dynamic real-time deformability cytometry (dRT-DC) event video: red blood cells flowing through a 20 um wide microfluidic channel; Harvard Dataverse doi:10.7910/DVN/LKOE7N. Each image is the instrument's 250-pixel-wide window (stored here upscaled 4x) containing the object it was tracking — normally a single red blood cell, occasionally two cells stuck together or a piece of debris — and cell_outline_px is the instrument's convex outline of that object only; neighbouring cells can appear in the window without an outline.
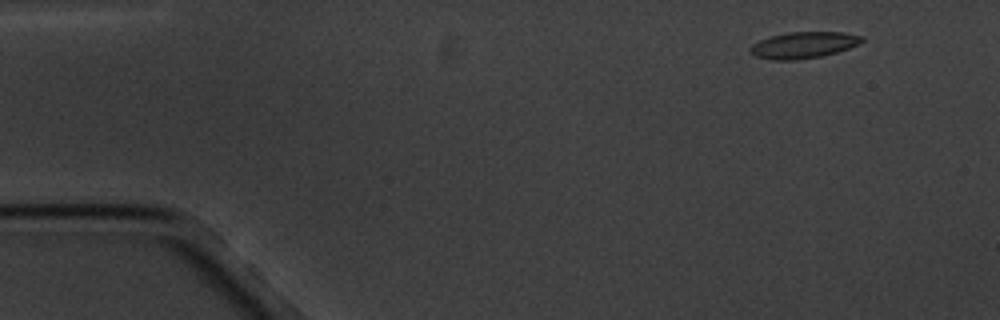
{"species": "common noctule bat (a hibernating species)", "species_latin": "Nyctalus noctula", "temperature_condition": "cold", "stored_images_in_passage": 4, "camera_frame_rate_fps": 3000, "um_per_image_px": 0.085, "animal": {"sex": "male", "body_mass_g": 20.1, "forearm_length_mm": 53.5}, "frame": {"image": 1, "passage_image": 1, "time_ms": 0.0, "image_size_px": [1000, 320], "cell_outline_px": [[864, 40], [848, 48], [836, 52], [820, 56], [796, 60], [772, 60], [756, 56], [748, 52], [748, 48], [752, 44], [768, 36], [788, 32], [844, 32], [864, 36]], "centroid_in_image_um": [68.25, 3.82], "position_along_channel_um": 16.8, "area_um2": 17.22}}
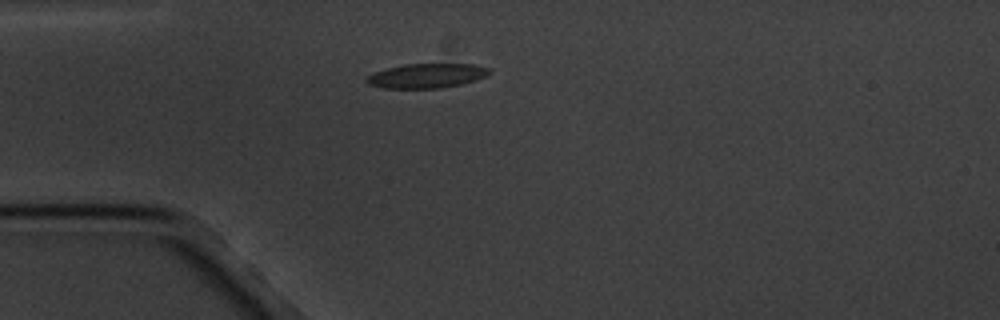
{"frame": {"image": 2, "passage_image": 4, "time_ms": 3.333, "image_size_px": [1000, 320], "cell_outline_px": [[492, 72], [476, 80], [460, 84], [440, 88], [384, 88], [368, 84], [364, 80], [364, 76], [372, 72], [404, 64], [472, 64], [488, 68]], "centroid_in_image_um": [36.2, 6.44], "position_along_channel_um": 48.8, "area_um2": 17.51}}